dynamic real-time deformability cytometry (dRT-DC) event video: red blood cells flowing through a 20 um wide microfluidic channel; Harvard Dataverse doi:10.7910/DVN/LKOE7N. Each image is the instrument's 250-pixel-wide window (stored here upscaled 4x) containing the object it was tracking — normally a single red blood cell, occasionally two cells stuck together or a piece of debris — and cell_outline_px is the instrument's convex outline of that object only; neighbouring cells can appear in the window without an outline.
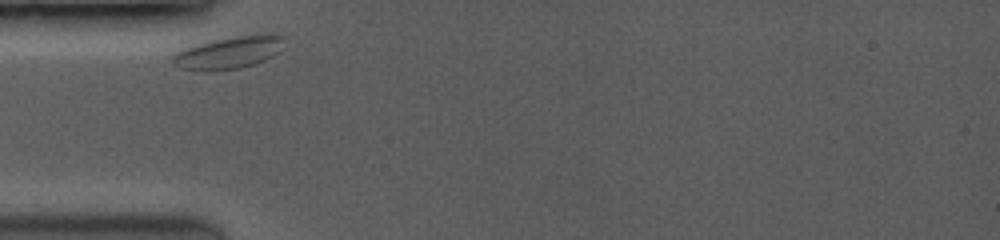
{"species": "common noctule bat (a hibernating species)", "species_latin": "Nyctalus noctula", "temperature_condition": "room temperature", "stored_images_in_passage": 3, "camera_frame_rate_fps": 3500, "um_per_image_px": 0.085, "animal": {"sex": "female", "body_mass_g": 19.0, "forearm_length_mm": 53.3}, "frame": {"image": 1, "passage_image": 1, "time_ms": 0.0, "image_size_px": [1000, 240], "cell_outline_px": [[284, 36], [280, 52], [264, 60], [240, 68], [212, 72], [204, 72], [180, 68], [172, 64], [172, 56], [176, 52], [184, 48], [216, 40], [256, 32], [276, 32]], "centroid_in_image_um": [19.49, 4.46], "position_along_channel_um": 65.5, "area_um2": 21.5}}